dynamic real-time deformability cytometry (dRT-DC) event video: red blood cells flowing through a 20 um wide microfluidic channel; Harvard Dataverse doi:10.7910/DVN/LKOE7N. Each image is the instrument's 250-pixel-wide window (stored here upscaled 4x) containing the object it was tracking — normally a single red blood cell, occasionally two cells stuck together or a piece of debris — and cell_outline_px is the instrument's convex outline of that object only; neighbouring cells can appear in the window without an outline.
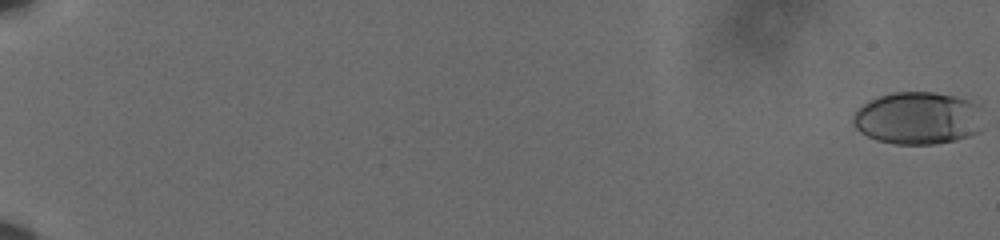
{"species": "human", "species_latin": "Homo sapiens", "temperature_condition": "cold", "stored_images_in_passage": 62, "camera_frame_rate_fps": 3000, "um_per_image_px": 0.085, "donor": {"sex": "male"}, "frame": {"image": 1, "passage_image": 1, "time_ms": 0.0, "image_size_px": [1000, 240], "cell_outline_px": [[976, 132], [968, 136], [956, 140], [936, 144], [896, 144], [876, 140], [860, 132], [852, 124], [852, 116], [856, 108], [868, 100], [892, 92], [936, 92], [972, 100], [976, 104]], "centroid_in_image_um": [77.88, 10.03], "position_along_channel_um": 7.1, "area_um2": 39.42}}
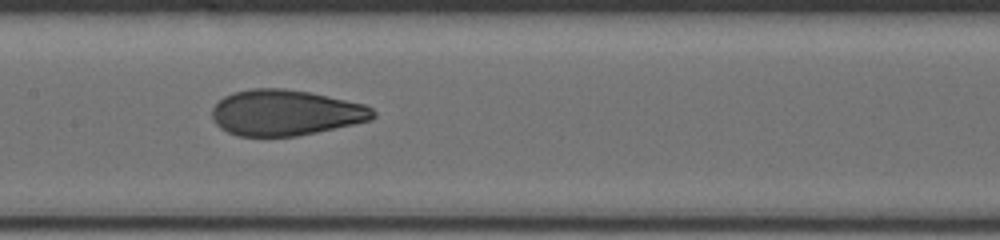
{"frame": {"image": 2, "passage_image": 35, "time_ms": 11.333, "image_size_px": [1000, 240], "cell_outline_px": [[376, 116], [372, 120], [316, 132], [296, 136], [236, 136], [220, 128], [212, 120], [212, 108], [224, 96], [232, 92], [252, 88], [284, 88], [312, 92], [364, 104], [372, 108], [376, 112]], "centroid_in_image_um": [24.26, 9.57], "position_along_channel_um": 183.1, "area_um2": 43.18}}
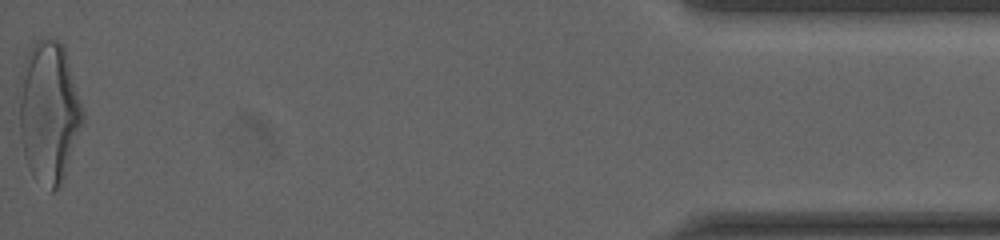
{"frame": {"image": 3, "passage_image": 62, "time_ms": 20.333, "image_size_px": [1000, 240], "cell_outline_px": [[84, 120], [60, 188], [52, 192], [36, 180], [32, 176], [28, 168], [24, 156], [20, 136], [16, 88], [20, 72], [28, 52], [32, 44], [36, 40], [48, 36], [64, 44], [84, 112]], "centroid_in_image_um": [4.11, 9.49], "position_along_channel_um": 431.1, "area_um2": 53.75}, "authors_computed_cell_mechanics": {"area_um2": 42.1362, "velocity_mm_per_s": 3.6132, "shape_relaxation_time_tau1_ms": 7.3928, "shape_relaxation_time_tau2_ms": 1.0546, "deformation_change_tau1": 0.2294, "deformation_change_tau2": 0.0719}}